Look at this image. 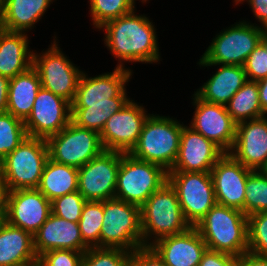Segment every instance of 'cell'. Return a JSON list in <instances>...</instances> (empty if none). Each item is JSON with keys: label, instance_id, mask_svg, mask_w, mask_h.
Instances as JSON below:
<instances>
[{"label": "cell", "instance_id": "49", "mask_svg": "<svg viewBox=\"0 0 267 266\" xmlns=\"http://www.w3.org/2000/svg\"><path fill=\"white\" fill-rule=\"evenodd\" d=\"M1 174H2V160L0 159V179H1Z\"/></svg>", "mask_w": 267, "mask_h": 266}, {"label": "cell", "instance_id": "38", "mask_svg": "<svg viewBox=\"0 0 267 266\" xmlns=\"http://www.w3.org/2000/svg\"><path fill=\"white\" fill-rule=\"evenodd\" d=\"M84 253L70 249H56L39 257L40 266H81Z\"/></svg>", "mask_w": 267, "mask_h": 266}, {"label": "cell", "instance_id": "35", "mask_svg": "<svg viewBox=\"0 0 267 266\" xmlns=\"http://www.w3.org/2000/svg\"><path fill=\"white\" fill-rule=\"evenodd\" d=\"M248 220V252L267 258V212L254 213Z\"/></svg>", "mask_w": 267, "mask_h": 266}, {"label": "cell", "instance_id": "13", "mask_svg": "<svg viewBox=\"0 0 267 266\" xmlns=\"http://www.w3.org/2000/svg\"><path fill=\"white\" fill-rule=\"evenodd\" d=\"M119 151H103L78 169V191L86 201L115 198L121 157Z\"/></svg>", "mask_w": 267, "mask_h": 266}, {"label": "cell", "instance_id": "23", "mask_svg": "<svg viewBox=\"0 0 267 266\" xmlns=\"http://www.w3.org/2000/svg\"><path fill=\"white\" fill-rule=\"evenodd\" d=\"M203 67L220 66L195 94L205 102L226 105L233 95L247 82L243 66L198 64Z\"/></svg>", "mask_w": 267, "mask_h": 266}, {"label": "cell", "instance_id": "24", "mask_svg": "<svg viewBox=\"0 0 267 266\" xmlns=\"http://www.w3.org/2000/svg\"><path fill=\"white\" fill-rule=\"evenodd\" d=\"M53 0H1L0 28L11 32H28L36 27Z\"/></svg>", "mask_w": 267, "mask_h": 266}, {"label": "cell", "instance_id": "7", "mask_svg": "<svg viewBox=\"0 0 267 266\" xmlns=\"http://www.w3.org/2000/svg\"><path fill=\"white\" fill-rule=\"evenodd\" d=\"M266 31L245 20L236 22L216 34L197 64L243 66Z\"/></svg>", "mask_w": 267, "mask_h": 266}, {"label": "cell", "instance_id": "4", "mask_svg": "<svg viewBox=\"0 0 267 266\" xmlns=\"http://www.w3.org/2000/svg\"><path fill=\"white\" fill-rule=\"evenodd\" d=\"M183 126V122L175 118L150 114L129 154L170 171L178 156Z\"/></svg>", "mask_w": 267, "mask_h": 266}, {"label": "cell", "instance_id": "26", "mask_svg": "<svg viewBox=\"0 0 267 266\" xmlns=\"http://www.w3.org/2000/svg\"><path fill=\"white\" fill-rule=\"evenodd\" d=\"M40 88L41 81L33 66L10 79L7 112L24 122L32 111Z\"/></svg>", "mask_w": 267, "mask_h": 266}, {"label": "cell", "instance_id": "17", "mask_svg": "<svg viewBox=\"0 0 267 266\" xmlns=\"http://www.w3.org/2000/svg\"><path fill=\"white\" fill-rule=\"evenodd\" d=\"M52 213L49 201L38 189L8 191L5 220L33 236Z\"/></svg>", "mask_w": 267, "mask_h": 266}, {"label": "cell", "instance_id": "5", "mask_svg": "<svg viewBox=\"0 0 267 266\" xmlns=\"http://www.w3.org/2000/svg\"><path fill=\"white\" fill-rule=\"evenodd\" d=\"M140 216L143 246H151L161 238L181 234L191 227L183 216L177 193L169 182L140 207Z\"/></svg>", "mask_w": 267, "mask_h": 266}, {"label": "cell", "instance_id": "1", "mask_svg": "<svg viewBox=\"0 0 267 266\" xmlns=\"http://www.w3.org/2000/svg\"><path fill=\"white\" fill-rule=\"evenodd\" d=\"M132 71L115 67L113 72L94 77L82 72L71 103V122L100 134L107 120L130 100L125 87Z\"/></svg>", "mask_w": 267, "mask_h": 266}, {"label": "cell", "instance_id": "34", "mask_svg": "<svg viewBox=\"0 0 267 266\" xmlns=\"http://www.w3.org/2000/svg\"><path fill=\"white\" fill-rule=\"evenodd\" d=\"M131 254L121 248L93 247L84 253L81 266H129Z\"/></svg>", "mask_w": 267, "mask_h": 266}, {"label": "cell", "instance_id": "31", "mask_svg": "<svg viewBox=\"0 0 267 266\" xmlns=\"http://www.w3.org/2000/svg\"><path fill=\"white\" fill-rule=\"evenodd\" d=\"M244 214L246 216L267 212V173L264 170L252 171L246 181Z\"/></svg>", "mask_w": 267, "mask_h": 266}, {"label": "cell", "instance_id": "41", "mask_svg": "<svg viewBox=\"0 0 267 266\" xmlns=\"http://www.w3.org/2000/svg\"><path fill=\"white\" fill-rule=\"evenodd\" d=\"M235 4L238 5L245 0H234ZM251 10L254 13L258 22L261 23L260 27L267 30V0H246Z\"/></svg>", "mask_w": 267, "mask_h": 266}, {"label": "cell", "instance_id": "36", "mask_svg": "<svg viewBox=\"0 0 267 266\" xmlns=\"http://www.w3.org/2000/svg\"><path fill=\"white\" fill-rule=\"evenodd\" d=\"M85 198L79 191H75L51 201L52 214L71 222H77L81 218Z\"/></svg>", "mask_w": 267, "mask_h": 266}, {"label": "cell", "instance_id": "20", "mask_svg": "<svg viewBox=\"0 0 267 266\" xmlns=\"http://www.w3.org/2000/svg\"><path fill=\"white\" fill-rule=\"evenodd\" d=\"M224 154L212 141L184 125L178 156L170 171L210 172Z\"/></svg>", "mask_w": 267, "mask_h": 266}, {"label": "cell", "instance_id": "21", "mask_svg": "<svg viewBox=\"0 0 267 266\" xmlns=\"http://www.w3.org/2000/svg\"><path fill=\"white\" fill-rule=\"evenodd\" d=\"M151 247L167 266H199L207 245L195 227L159 239Z\"/></svg>", "mask_w": 267, "mask_h": 266}, {"label": "cell", "instance_id": "6", "mask_svg": "<svg viewBox=\"0 0 267 266\" xmlns=\"http://www.w3.org/2000/svg\"><path fill=\"white\" fill-rule=\"evenodd\" d=\"M48 158L46 139L27 136L2 160L1 179L7 190L37 189Z\"/></svg>", "mask_w": 267, "mask_h": 266}, {"label": "cell", "instance_id": "48", "mask_svg": "<svg viewBox=\"0 0 267 266\" xmlns=\"http://www.w3.org/2000/svg\"><path fill=\"white\" fill-rule=\"evenodd\" d=\"M5 221H6L5 218H0V229H1V227L4 224Z\"/></svg>", "mask_w": 267, "mask_h": 266}, {"label": "cell", "instance_id": "27", "mask_svg": "<svg viewBox=\"0 0 267 266\" xmlns=\"http://www.w3.org/2000/svg\"><path fill=\"white\" fill-rule=\"evenodd\" d=\"M37 258L33 235L5 221L0 229V266H14Z\"/></svg>", "mask_w": 267, "mask_h": 266}, {"label": "cell", "instance_id": "28", "mask_svg": "<svg viewBox=\"0 0 267 266\" xmlns=\"http://www.w3.org/2000/svg\"><path fill=\"white\" fill-rule=\"evenodd\" d=\"M37 189L49 201L78 191V168L48 158Z\"/></svg>", "mask_w": 267, "mask_h": 266}, {"label": "cell", "instance_id": "19", "mask_svg": "<svg viewBox=\"0 0 267 266\" xmlns=\"http://www.w3.org/2000/svg\"><path fill=\"white\" fill-rule=\"evenodd\" d=\"M229 154L251 170L267 167V116L236 124L235 141Z\"/></svg>", "mask_w": 267, "mask_h": 266}, {"label": "cell", "instance_id": "16", "mask_svg": "<svg viewBox=\"0 0 267 266\" xmlns=\"http://www.w3.org/2000/svg\"><path fill=\"white\" fill-rule=\"evenodd\" d=\"M193 97L195 111L189 127L212 141L224 153H229L235 141L236 123L226 107L205 102L195 93Z\"/></svg>", "mask_w": 267, "mask_h": 266}, {"label": "cell", "instance_id": "3", "mask_svg": "<svg viewBox=\"0 0 267 266\" xmlns=\"http://www.w3.org/2000/svg\"><path fill=\"white\" fill-rule=\"evenodd\" d=\"M194 227L207 249L237 258L248 252V220L240 210L216 203Z\"/></svg>", "mask_w": 267, "mask_h": 266}, {"label": "cell", "instance_id": "45", "mask_svg": "<svg viewBox=\"0 0 267 266\" xmlns=\"http://www.w3.org/2000/svg\"><path fill=\"white\" fill-rule=\"evenodd\" d=\"M7 194V187L0 179V218H5L6 216Z\"/></svg>", "mask_w": 267, "mask_h": 266}, {"label": "cell", "instance_id": "9", "mask_svg": "<svg viewBox=\"0 0 267 266\" xmlns=\"http://www.w3.org/2000/svg\"><path fill=\"white\" fill-rule=\"evenodd\" d=\"M100 247L134 251L143 246L140 207L113 198L103 201Z\"/></svg>", "mask_w": 267, "mask_h": 266}, {"label": "cell", "instance_id": "15", "mask_svg": "<svg viewBox=\"0 0 267 266\" xmlns=\"http://www.w3.org/2000/svg\"><path fill=\"white\" fill-rule=\"evenodd\" d=\"M150 114L143 105L129 100L105 123L100 140L105 151L129 153L136 145L145 121Z\"/></svg>", "mask_w": 267, "mask_h": 266}, {"label": "cell", "instance_id": "33", "mask_svg": "<svg viewBox=\"0 0 267 266\" xmlns=\"http://www.w3.org/2000/svg\"><path fill=\"white\" fill-rule=\"evenodd\" d=\"M89 3L91 19L96 29L136 8L131 0H89Z\"/></svg>", "mask_w": 267, "mask_h": 266}, {"label": "cell", "instance_id": "14", "mask_svg": "<svg viewBox=\"0 0 267 266\" xmlns=\"http://www.w3.org/2000/svg\"><path fill=\"white\" fill-rule=\"evenodd\" d=\"M70 122L71 103L41 87L24 125L28 136L47 139L58 134Z\"/></svg>", "mask_w": 267, "mask_h": 266}, {"label": "cell", "instance_id": "12", "mask_svg": "<svg viewBox=\"0 0 267 266\" xmlns=\"http://www.w3.org/2000/svg\"><path fill=\"white\" fill-rule=\"evenodd\" d=\"M56 40L55 36L51 47L42 54L33 52L32 66L38 72L41 87L72 103L83 71L64 55Z\"/></svg>", "mask_w": 267, "mask_h": 266}, {"label": "cell", "instance_id": "32", "mask_svg": "<svg viewBox=\"0 0 267 266\" xmlns=\"http://www.w3.org/2000/svg\"><path fill=\"white\" fill-rule=\"evenodd\" d=\"M24 122L9 112L0 114V159L3 160L27 137Z\"/></svg>", "mask_w": 267, "mask_h": 266}, {"label": "cell", "instance_id": "42", "mask_svg": "<svg viewBox=\"0 0 267 266\" xmlns=\"http://www.w3.org/2000/svg\"><path fill=\"white\" fill-rule=\"evenodd\" d=\"M238 266H267V258L245 252L238 258Z\"/></svg>", "mask_w": 267, "mask_h": 266}, {"label": "cell", "instance_id": "11", "mask_svg": "<svg viewBox=\"0 0 267 266\" xmlns=\"http://www.w3.org/2000/svg\"><path fill=\"white\" fill-rule=\"evenodd\" d=\"M46 143L49 159L78 169L104 151L98 132L72 122Z\"/></svg>", "mask_w": 267, "mask_h": 266}, {"label": "cell", "instance_id": "22", "mask_svg": "<svg viewBox=\"0 0 267 266\" xmlns=\"http://www.w3.org/2000/svg\"><path fill=\"white\" fill-rule=\"evenodd\" d=\"M34 250L38 258L51 250L70 249L85 253L89 247L83 242L77 222L67 221L50 214L33 236Z\"/></svg>", "mask_w": 267, "mask_h": 266}, {"label": "cell", "instance_id": "30", "mask_svg": "<svg viewBox=\"0 0 267 266\" xmlns=\"http://www.w3.org/2000/svg\"><path fill=\"white\" fill-rule=\"evenodd\" d=\"M103 217V201H86L78 225L83 242L89 248L100 247Z\"/></svg>", "mask_w": 267, "mask_h": 266}, {"label": "cell", "instance_id": "10", "mask_svg": "<svg viewBox=\"0 0 267 266\" xmlns=\"http://www.w3.org/2000/svg\"><path fill=\"white\" fill-rule=\"evenodd\" d=\"M168 182L175 189L183 216L191 227L216 204L210 172L168 171Z\"/></svg>", "mask_w": 267, "mask_h": 266}, {"label": "cell", "instance_id": "44", "mask_svg": "<svg viewBox=\"0 0 267 266\" xmlns=\"http://www.w3.org/2000/svg\"><path fill=\"white\" fill-rule=\"evenodd\" d=\"M262 111L267 115V77L257 81Z\"/></svg>", "mask_w": 267, "mask_h": 266}, {"label": "cell", "instance_id": "40", "mask_svg": "<svg viewBox=\"0 0 267 266\" xmlns=\"http://www.w3.org/2000/svg\"><path fill=\"white\" fill-rule=\"evenodd\" d=\"M199 266H238V258L230 254L206 249Z\"/></svg>", "mask_w": 267, "mask_h": 266}, {"label": "cell", "instance_id": "8", "mask_svg": "<svg viewBox=\"0 0 267 266\" xmlns=\"http://www.w3.org/2000/svg\"><path fill=\"white\" fill-rule=\"evenodd\" d=\"M168 182V172L160 165L124 153L121 157L115 198L141 207Z\"/></svg>", "mask_w": 267, "mask_h": 266}, {"label": "cell", "instance_id": "47", "mask_svg": "<svg viewBox=\"0 0 267 266\" xmlns=\"http://www.w3.org/2000/svg\"><path fill=\"white\" fill-rule=\"evenodd\" d=\"M260 43L265 47L267 51V31L264 33Z\"/></svg>", "mask_w": 267, "mask_h": 266}, {"label": "cell", "instance_id": "39", "mask_svg": "<svg viewBox=\"0 0 267 266\" xmlns=\"http://www.w3.org/2000/svg\"><path fill=\"white\" fill-rule=\"evenodd\" d=\"M129 266H167L151 246L132 251Z\"/></svg>", "mask_w": 267, "mask_h": 266}, {"label": "cell", "instance_id": "2", "mask_svg": "<svg viewBox=\"0 0 267 266\" xmlns=\"http://www.w3.org/2000/svg\"><path fill=\"white\" fill-rule=\"evenodd\" d=\"M99 30H105L104 44L120 62L116 67H125L127 61L147 64L160 60L156 28L145 15L133 10L108 21Z\"/></svg>", "mask_w": 267, "mask_h": 266}, {"label": "cell", "instance_id": "50", "mask_svg": "<svg viewBox=\"0 0 267 266\" xmlns=\"http://www.w3.org/2000/svg\"><path fill=\"white\" fill-rule=\"evenodd\" d=\"M133 3H134V5H135V1L136 0H131ZM147 1H149V0H142L141 2H143V3H146Z\"/></svg>", "mask_w": 267, "mask_h": 266}, {"label": "cell", "instance_id": "43", "mask_svg": "<svg viewBox=\"0 0 267 266\" xmlns=\"http://www.w3.org/2000/svg\"><path fill=\"white\" fill-rule=\"evenodd\" d=\"M10 79L0 75V114L7 112Z\"/></svg>", "mask_w": 267, "mask_h": 266}, {"label": "cell", "instance_id": "29", "mask_svg": "<svg viewBox=\"0 0 267 266\" xmlns=\"http://www.w3.org/2000/svg\"><path fill=\"white\" fill-rule=\"evenodd\" d=\"M225 107L236 124L266 115L260 105L258 84L255 81L247 80Z\"/></svg>", "mask_w": 267, "mask_h": 266}, {"label": "cell", "instance_id": "46", "mask_svg": "<svg viewBox=\"0 0 267 266\" xmlns=\"http://www.w3.org/2000/svg\"><path fill=\"white\" fill-rule=\"evenodd\" d=\"M14 266H40V261L39 258L35 259V260H30L28 262L22 263V264H18V265H14Z\"/></svg>", "mask_w": 267, "mask_h": 266}, {"label": "cell", "instance_id": "25", "mask_svg": "<svg viewBox=\"0 0 267 266\" xmlns=\"http://www.w3.org/2000/svg\"><path fill=\"white\" fill-rule=\"evenodd\" d=\"M29 42L26 33L0 28V75L12 79L32 66Z\"/></svg>", "mask_w": 267, "mask_h": 266}, {"label": "cell", "instance_id": "37", "mask_svg": "<svg viewBox=\"0 0 267 266\" xmlns=\"http://www.w3.org/2000/svg\"><path fill=\"white\" fill-rule=\"evenodd\" d=\"M243 68L248 81H259L267 77V51L260 43L247 57Z\"/></svg>", "mask_w": 267, "mask_h": 266}, {"label": "cell", "instance_id": "18", "mask_svg": "<svg viewBox=\"0 0 267 266\" xmlns=\"http://www.w3.org/2000/svg\"><path fill=\"white\" fill-rule=\"evenodd\" d=\"M252 171L225 153L210 171L216 203L244 213L246 181Z\"/></svg>", "mask_w": 267, "mask_h": 266}]
</instances>
